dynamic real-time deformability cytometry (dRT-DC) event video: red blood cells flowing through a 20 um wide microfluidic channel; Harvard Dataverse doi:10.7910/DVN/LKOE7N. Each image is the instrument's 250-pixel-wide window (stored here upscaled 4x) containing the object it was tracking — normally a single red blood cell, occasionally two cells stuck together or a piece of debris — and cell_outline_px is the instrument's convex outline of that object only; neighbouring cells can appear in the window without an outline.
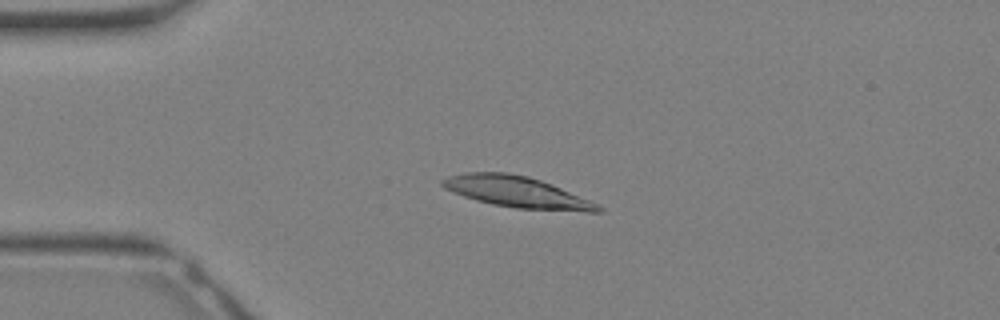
{"species": "Egyptian fruit bat (a non-hibernating species)", "species_latin": "Rousettus aegyptiacus", "temperature_condition": "warm", "stored_images_in_passage": 32, "camera_frame_rate_fps": 3000, "um_per_image_px": 0.085, "animal": {"sex": "female"}, "frame": {"image": 1, "passage_image": 7, "time_ms": 2.0, "image_size_px": [1000, 320], "cell_outline_px": [[604, 212], [588, 212], [516, 208], [492, 204], [476, 200], [452, 192], [444, 188], [440, 184], [440, 180], [448, 176], [464, 172], [508, 172], [528, 176], [552, 184], [588, 200], [604, 208]], "centroid_in_image_um": [43.9, 16.31], "position_along_channel_um": 41.1, "area_um2": 28.21}}
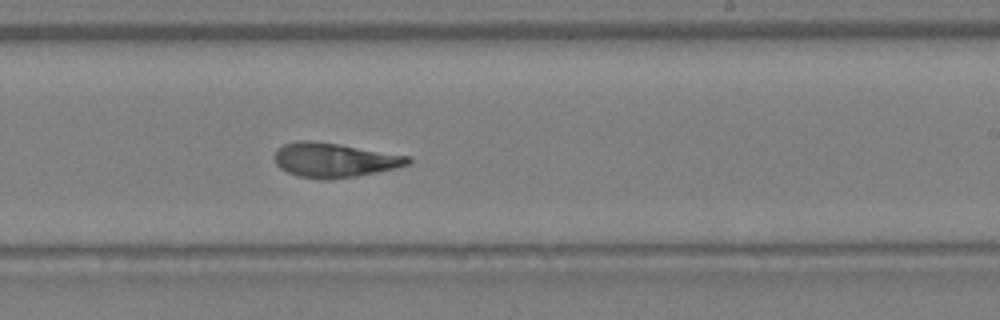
{"frame": {"image": 2, "passage_image": 19, "time_ms": 6.0, "image_size_px": [1000, 320], "cell_outline_px": [[412, 160], [408, 164], [396, 168], [356, 176], [328, 180], [324, 180], [300, 176], [288, 172], [280, 168], [276, 164], [276, 148], [284, 144], [300, 140], [312, 140], [408, 156]], "centroid_in_image_um": [28.39, 13.61], "position_along_channel_um": 260.6, "area_um2": 26.36}}
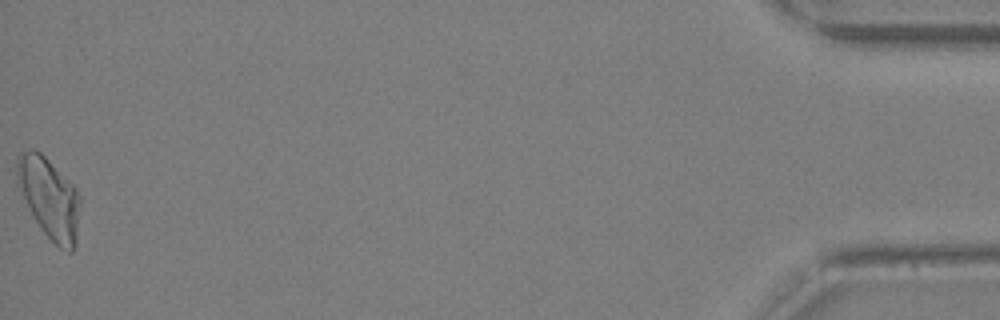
{"frame": {"image": 3, "passage_image": 32, "time_ms": 10.333, "image_size_px": [1000, 320], "cell_outline_px": [[80, 204], [76, 244], [72, 252], [68, 252], [60, 248], [40, 228], [32, 216], [16, 180], [16, 160], [20, 152], [32, 148], [40, 152], [76, 188], [80, 196]], "centroid_in_image_um": [4.19, 16.83], "position_along_channel_um": 431.0, "area_um2": 29.54}}